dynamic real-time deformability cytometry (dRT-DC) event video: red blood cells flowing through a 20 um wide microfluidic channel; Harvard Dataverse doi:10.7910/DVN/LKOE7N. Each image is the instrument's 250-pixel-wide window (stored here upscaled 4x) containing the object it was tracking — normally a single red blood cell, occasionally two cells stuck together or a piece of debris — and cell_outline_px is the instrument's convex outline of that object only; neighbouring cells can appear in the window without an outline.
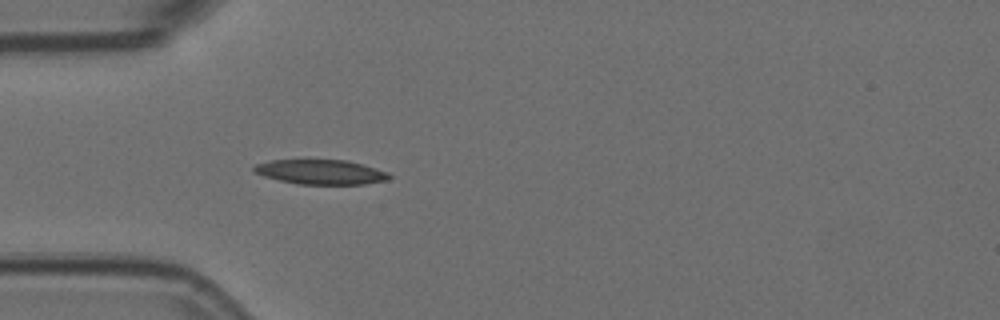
{"species": "Egyptian fruit bat (a non-hibernating species)", "species_latin": "Rousettus aegyptiacus", "temperature_condition": "room temperature", "stored_images_in_passage": 3, "camera_frame_rate_fps": 3000, "um_per_image_px": 0.085, "animal": {"sex": "female"}, "frame": {"image": 1, "passage_image": 3, "time_ms": 0.667, "image_size_px": [1000, 320], "cell_outline_px": [[392, 176], [388, 180], [364, 184], [296, 184], [264, 176], [252, 172], [252, 168], [256, 164], [272, 160], [348, 160], [364, 164], [388, 172]], "centroid_in_image_um": [27.28, 14.62], "position_along_channel_um": 57.7, "area_um2": 19.54}}